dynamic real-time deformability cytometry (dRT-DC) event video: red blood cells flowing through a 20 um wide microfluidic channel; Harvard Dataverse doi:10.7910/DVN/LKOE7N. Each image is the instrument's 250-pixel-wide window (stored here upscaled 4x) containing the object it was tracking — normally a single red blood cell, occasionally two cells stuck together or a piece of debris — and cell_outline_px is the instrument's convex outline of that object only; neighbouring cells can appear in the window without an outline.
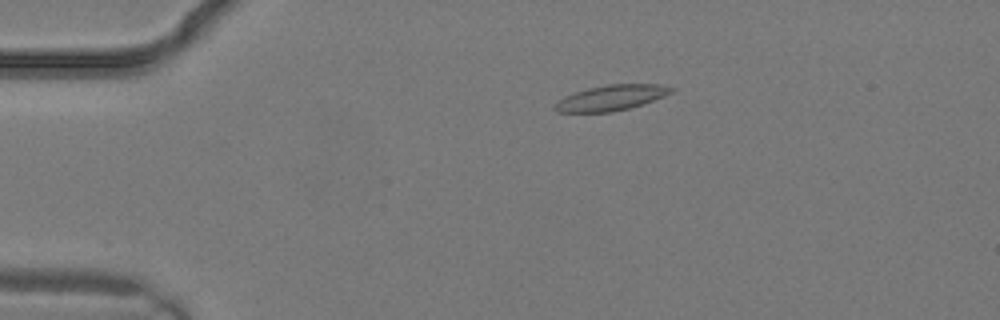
{"species": "common noctule bat (a hibernating species)", "species_latin": "Nyctalus noctula", "temperature_condition": "warm", "stored_images_in_passage": 2, "camera_frame_rate_fps": 3000, "um_per_image_px": 0.085, "animal": {"sex": "male", "body_mass_g": 19.2, "forearm_length_mm": 51.8}, "frame": {"image": 1, "passage_image": 2, "time_ms": 0.333, "image_size_px": [1000, 320], "cell_outline_px": [[676, 88], [672, 92], [664, 96], [644, 104], [612, 112], [556, 112], [552, 108], [552, 104], [556, 100], [564, 96], [588, 88], [608, 84], [660, 84]], "centroid_in_image_um": [51.91, 8.31], "position_along_channel_um": 33.1, "area_um2": 17.46}}